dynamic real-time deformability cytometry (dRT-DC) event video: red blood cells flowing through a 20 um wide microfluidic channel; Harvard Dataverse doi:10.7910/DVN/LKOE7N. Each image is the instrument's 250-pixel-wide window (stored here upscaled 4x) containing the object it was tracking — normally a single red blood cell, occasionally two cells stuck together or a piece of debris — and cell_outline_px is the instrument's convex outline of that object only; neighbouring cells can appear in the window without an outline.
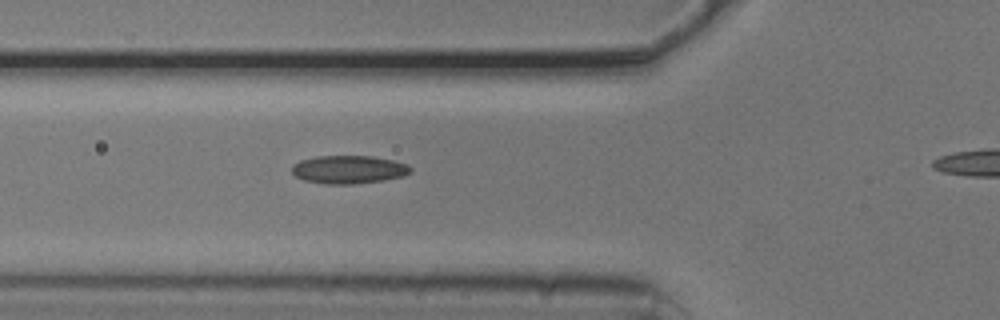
{"species": "common noctule bat (a hibernating species)", "species_latin": "Nyctalus noctula", "temperature_condition": "cold", "stored_images_in_passage": 6, "segment_of_instrument_passage": [1, 2], "camera_frame_rate_fps": 3000, "um_per_image_px": 0.085, "animal": {"sex": "male", "body_mass_g": 20.5, "forearm_length_mm": 52.5}, "frame": {"image": 1, "passage_image": 5, "time_ms": 1.333, "image_size_px": [1000, 320], "cell_outline_px": [[412, 172], [404, 176], [384, 180], [352, 184], [324, 184], [304, 180], [296, 176], [292, 172], [292, 164], [300, 160], [316, 156], [372, 156], [392, 160], [408, 164], [412, 168]], "centroid_in_image_um": [29.65, 14.41], "position_along_channel_um": 96.2, "area_um2": 19.59}}